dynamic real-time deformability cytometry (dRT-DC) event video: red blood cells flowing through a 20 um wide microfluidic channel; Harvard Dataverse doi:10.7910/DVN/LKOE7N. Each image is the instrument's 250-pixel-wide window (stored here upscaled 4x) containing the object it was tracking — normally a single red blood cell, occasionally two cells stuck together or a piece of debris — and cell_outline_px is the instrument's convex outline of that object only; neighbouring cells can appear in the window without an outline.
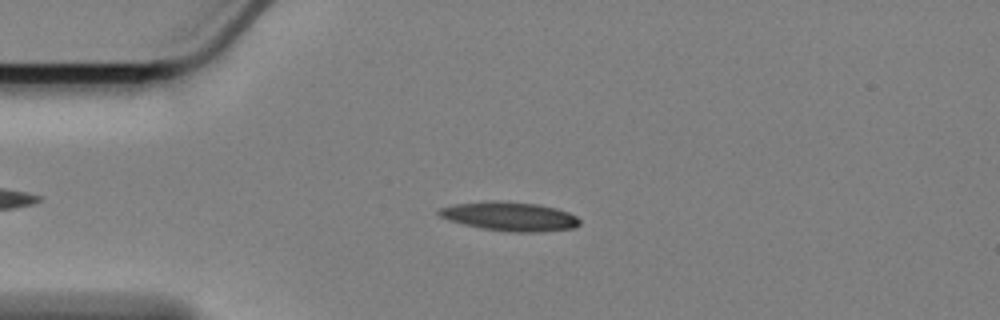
{"species": "Egyptian fruit bat (a non-hibernating species)", "species_latin": "Rousettus aegyptiacus", "temperature_condition": "cold", "stored_images_in_passage": 52, "camera_frame_rate_fps": 3000, "um_per_image_px": 0.085, "animal": {"sex": "female"}, "frame": {"image": 1, "passage_image": 12, "time_ms": 3.667, "image_size_px": [1000, 320], "cell_outline_px": [[580, 224], [572, 228], [536, 232], [512, 232], [484, 228], [464, 224], [448, 220], [440, 216], [436, 212], [440, 208], [456, 204], [536, 204], [556, 208], [568, 212], [576, 216], [580, 220]], "centroid_in_image_um": [43.39, 18.45], "position_along_channel_um": 41.6, "area_um2": 22.31}}
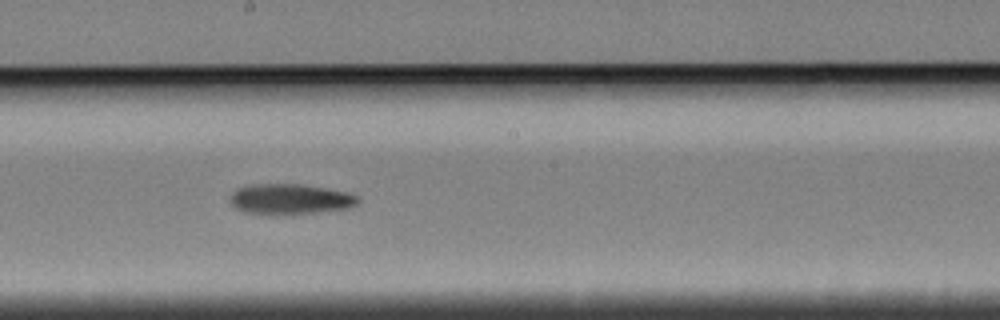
{"frame": {"image": 2, "passage_image": 30, "time_ms": 9.667, "image_size_px": [1000, 320], "cell_outline_px": [[360, 200], [356, 204], [348, 208], [288, 216], [268, 216], [244, 212], [236, 208], [232, 204], [232, 192], [236, 188], [252, 184], [304, 184], [348, 192], [360, 196]], "centroid_in_image_um": [24.67, 16.95], "position_along_channel_um": 223.5, "area_um2": 23.35}}
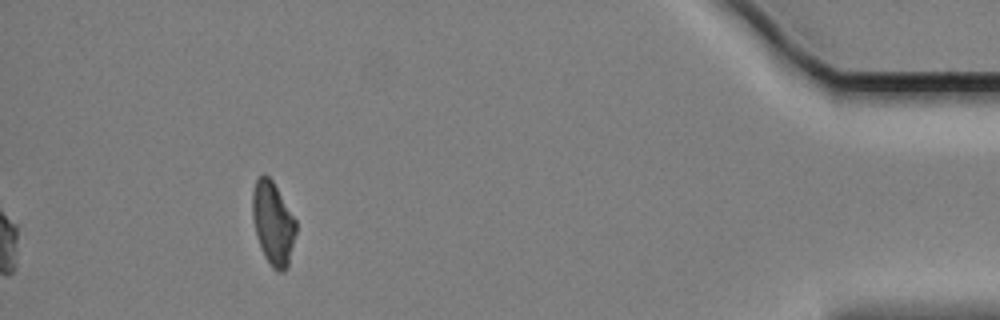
{"frame": {"image": 3, "passage_image": 52, "time_ms": 17.0, "image_size_px": [1000, 320], "cell_outline_px": [[296, 232], [288, 268], [284, 272], [280, 272], [272, 268], [264, 256], [260, 248], [256, 236], [252, 216], [252, 192], [256, 180], [260, 176], [268, 176], [272, 180], [296, 220]], "centroid_in_image_um": [23.2, 19.03], "position_along_channel_um": 412.0, "area_um2": 21.15}}